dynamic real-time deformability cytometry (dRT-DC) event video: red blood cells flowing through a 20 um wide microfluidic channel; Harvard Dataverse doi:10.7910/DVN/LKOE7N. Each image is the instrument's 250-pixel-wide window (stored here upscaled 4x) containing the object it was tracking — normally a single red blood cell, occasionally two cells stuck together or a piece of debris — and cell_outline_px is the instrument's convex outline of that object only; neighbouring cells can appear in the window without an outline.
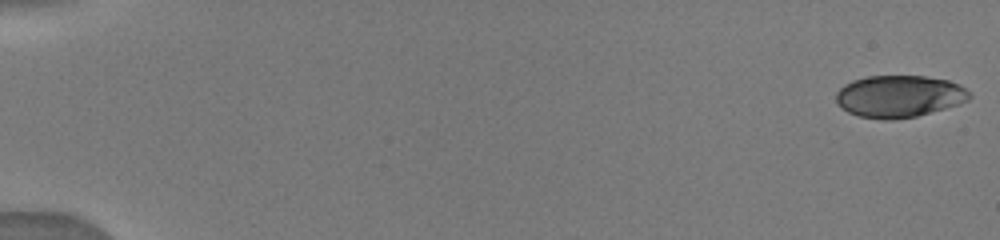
{"species": "human", "species_latin": "Homo sapiens", "temperature_condition": "warm", "stored_images_in_passage": 102, "camera_frame_rate_fps": 3000, "um_per_image_px": 0.085, "donor": {"sex": "male"}, "frame": {"image": 1, "passage_image": 1, "time_ms": 0.0, "image_size_px": [1000, 240], "cell_outline_px": [[972, 96], [968, 100], [944, 108], [916, 116], [892, 120], [884, 120], [860, 116], [848, 112], [840, 108], [836, 104], [836, 92], [844, 84], [852, 80], [868, 76], [924, 76], [948, 80], [960, 84]], "centroid_in_image_um": [76.38, 8.18], "position_along_channel_um": 8.6, "area_um2": 32.66}}
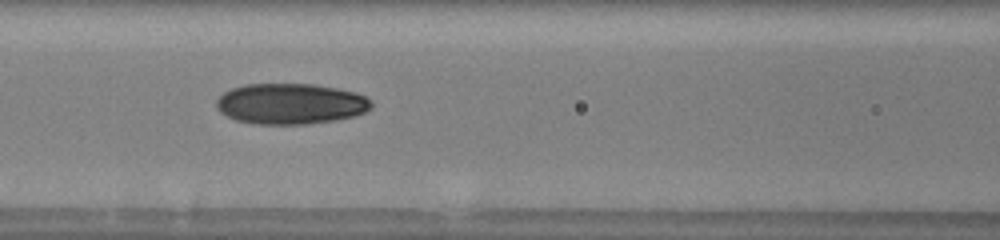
{"frame": {"image": 2, "passage_image": 50, "time_ms": 7.667, "image_size_px": [1000, 240], "cell_outline_px": [[372, 108], [364, 112], [352, 116], [336, 120], [304, 124], [256, 124], [236, 120], [220, 112], [216, 108], [216, 100], [224, 92], [232, 88], [244, 84], [312, 84], [336, 88], [356, 92], [372, 100]], "centroid_in_image_um": [24.69, 8.82], "position_along_channel_um": 141.9, "area_um2": 36.82}}
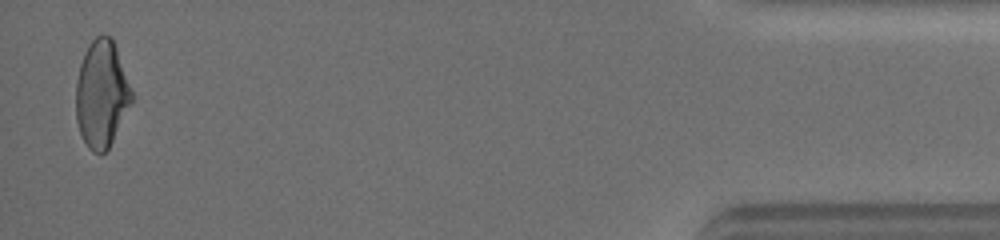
{"frame": {"image": 3, "passage_image": 100, "time_ms": 16.333, "image_size_px": [1000, 240], "cell_outline_px": [[132, 104], [108, 148], [104, 152], [92, 152], [88, 148], [80, 132], [76, 120], [76, 80], [80, 64], [84, 52], [88, 44], [96, 36], [112, 36], [132, 92]], "centroid_in_image_um": [8.62, 7.98], "position_along_channel_um": 426.6, "area_um2": 34.56}}